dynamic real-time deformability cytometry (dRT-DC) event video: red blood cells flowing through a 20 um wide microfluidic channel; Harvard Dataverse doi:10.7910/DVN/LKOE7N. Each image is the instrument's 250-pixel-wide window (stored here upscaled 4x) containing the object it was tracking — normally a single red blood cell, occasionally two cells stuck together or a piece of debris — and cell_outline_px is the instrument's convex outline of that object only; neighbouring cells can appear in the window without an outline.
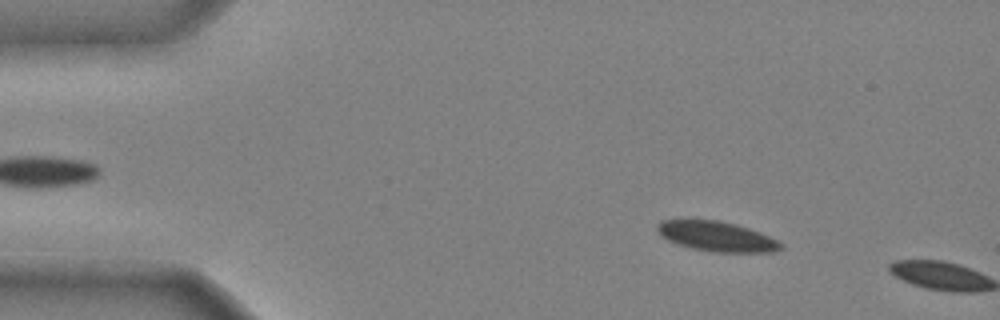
{"species": "common noctule bat (a hibernating species)", "species_latin": "Nyctalus noctula", "temperature_condition": "cold", "stored_images_in_passage": 7, "camera_frame_rate_fps": 3000, "um_per_image_px": 0.085, "animal": {"sex": "male", "body_mass_g": 20.4}, "frame": {"image": 1, "passage_image": 6, "time_ms": 1.667, "image_size_px": [1000, 320], "cell_outline_px": [[784, 248], [776, 252], [712, 252], [692, 248], [668, 240], [660, 236], [656, 232], [656, 224], [660, 220], [720, 220], [736, 224], [760, 232], [784, 244]], "centroid_in_image_um": [60.92, 20.09], "position_along_channel_um": 24.1, "area_um2": 21.68}}